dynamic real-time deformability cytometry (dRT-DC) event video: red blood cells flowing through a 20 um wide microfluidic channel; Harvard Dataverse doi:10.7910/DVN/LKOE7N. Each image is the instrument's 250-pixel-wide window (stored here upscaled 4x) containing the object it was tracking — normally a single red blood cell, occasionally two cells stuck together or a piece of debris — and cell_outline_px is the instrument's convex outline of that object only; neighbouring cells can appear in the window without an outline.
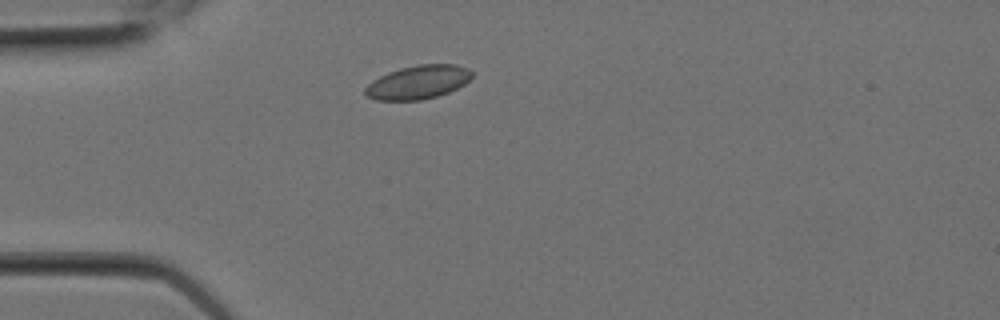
{"species": "Egyptian fruit bat (a non-hibernating species)", "species_latin": "Rousettus aegyptiacus", "temperature_condition": "room temperature", "stored_images_in_passage": 3, "camera_frame_rate_fps": 3000, "um_per_image_px": 0.085, "animal": {"sex": "female"}, "frame": {"image": 1, "passage_image": 1, "time_ms": 0.0, "image_size_px": [1000, 320], "cell_outline_px": [[472, 76], [464, 84], [448, 92], [436, 96], [420, 100], [376, 100], [368, 96], [364, 92], [364, 88], [372, 80], [388, 72], [400, 68], [420, 64], [456, 64], [468, 68], [472, 72]], "centroid_in_image_um": [35.52, 6.98], "position_along_channel_um": 49.5, "area_um2": 20.81}}
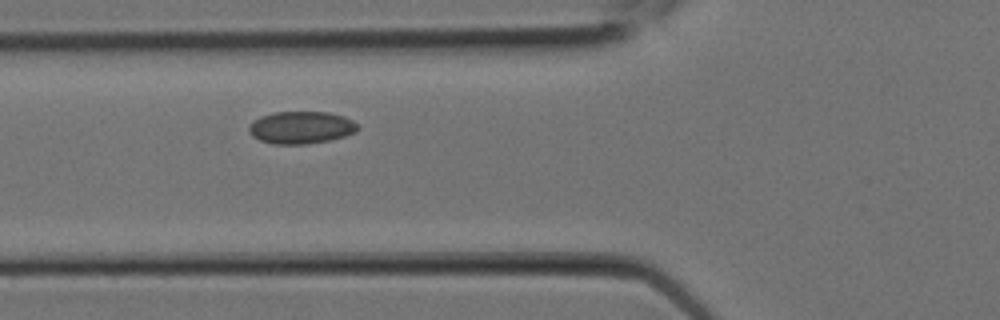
{"frame": {"image": 2, "passage_image": 3, "time_ms": 0.667, "image_size_px": [1000, 320], "cell_outline_px": [[360, 128], [356, 132], [344, 136], [328, 140], [304, 144], [272, 144], [260, 140], [252, 136], [248, 128], [260, 116], [272, 112], [328, 112], [344, 116], [352, 120]], "centroid_in_image_um": [25.6, 10.83], "position_along_channel_um": 100.2, "area_um2": 20.4}}